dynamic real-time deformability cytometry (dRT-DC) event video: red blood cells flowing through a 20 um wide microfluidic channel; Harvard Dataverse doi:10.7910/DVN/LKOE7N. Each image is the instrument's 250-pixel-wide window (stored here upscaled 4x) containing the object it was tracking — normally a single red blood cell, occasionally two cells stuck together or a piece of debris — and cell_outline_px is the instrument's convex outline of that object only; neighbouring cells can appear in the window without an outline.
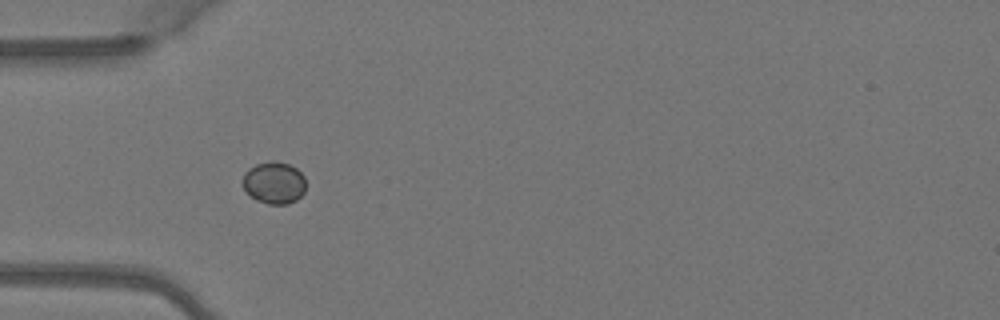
{"species": "Egyptian fruit bat (a non-hibernating species)", "species_latin": "Rousettus aegyptiacus", "temperature_condition": "warm", "stored_images_in_passage": 3, "camera_frame_rate_fps": 3000, "um_per_image_px": 0.085, "animal": {"sex": "female"}, "frame": {"image": 1, "passage_image": 1, "time_ms": 0.0, "image_size_px": [1000, 320], "cell_outline_px": [[304, 192], [296, 200], [288, 204], [268, 204], [256, 200], [244, 188], [244, 172], [248, 168], [256, 164], [272, 160], [288, 164], [296, 168], [304, 176]], "centroid_in_image_um": [23.3, 15.53], "position_along_channel_um": 61.7, "area_um2": 15.32}}
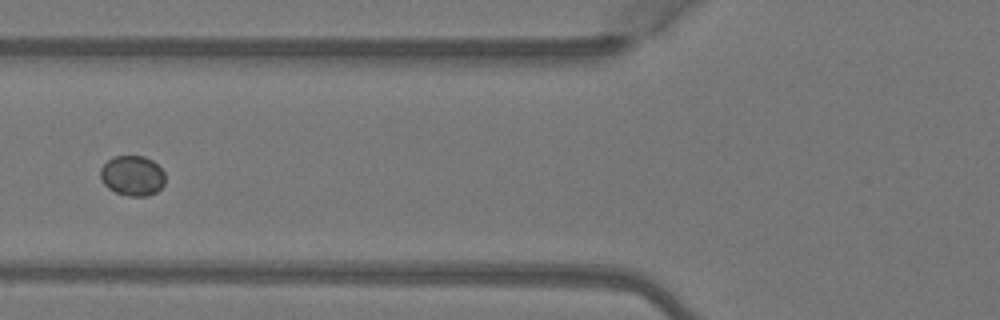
{"frame": {"image": 2, "passage_image": 2, "time_ms": 0.333, "image_size_px": [1000, 320], "cell_outline_px": [[164, 184], [156, 192], [148, 196], [128, 196], [116, 192], [108, 188], [100, 180], [100, 168], [108, 160], [116, 156], [144, 156], [152, 160], [164, 172]], "centroid_in_image_um": [11.24, 14.94], "position_along_channel_um": 114.6, "area_um2": 15.14}}
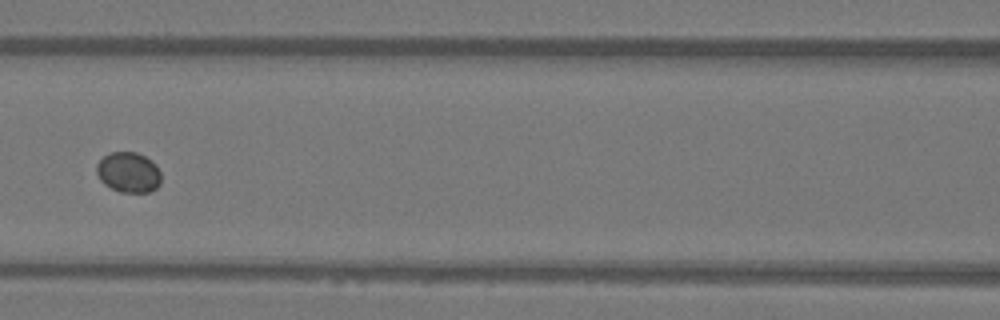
{"frame": {"image": 3, "passage_image": 3, "time_ms": 0.667, "image_size_px": [1000, 320], "cell_outline_px": [[160, 184], [156, 188], [148, 192], [120, 192], [104, 184], [100, 180], [96, 172], [96, 164], [104, 156], [112, 152], [136, 152], [152, 160], [156, 164], [160, 172]], "centroid_in_image_um": [10.92, 14.64], "position_along_channel_um": 155.7, "area_um2": 15.2}}